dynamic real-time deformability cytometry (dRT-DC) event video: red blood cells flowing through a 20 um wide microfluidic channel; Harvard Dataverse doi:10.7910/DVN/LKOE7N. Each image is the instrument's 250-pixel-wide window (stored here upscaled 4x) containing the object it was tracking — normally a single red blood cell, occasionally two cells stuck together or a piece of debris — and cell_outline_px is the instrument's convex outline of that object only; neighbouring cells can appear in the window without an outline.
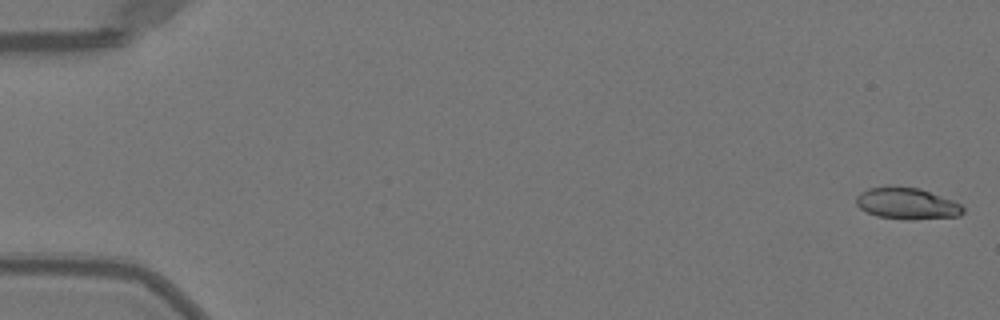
{"species": "Egyptian fruit bat (a non-hibernating species)", "species_latin": "Rousettus aegyptiacus", "temperature_condition": "warm", "stored_images_in_passage": 45, "camera_frame_rate_fps": 3000, "um_per_image_px": 0.085, "animal": {"sex": "female"}, "frame": {"image": 1, "passage_image": 1, "time_ms": 0.0, "image_size_px": [1000, 320], "cell_outline_px": [[964, 212], [960, 216], [912, 220], [908, 220], [876, 216], [860, 208], [856, 204], [856, 196], [860, 192], [868, 188], [892, 184], [920, 188], [952, 200], [960, 204], [964, 208]], "centroid_in_image_um": [77.07, 17.28], "position_along_channel_um": 7.9, "area_um2": 20.06}}
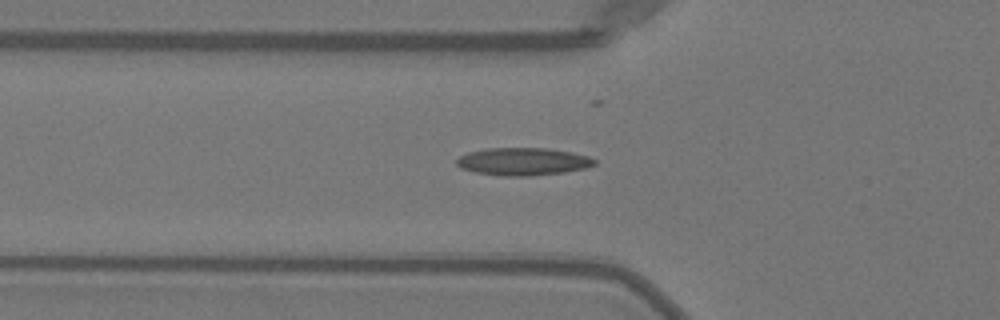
{"frame": {"image": 2, "passage_image": 18, "time_ms": 5.667, "image_size_px": [1000, 320], "cell_outline_px": [[596, 164], [584, 168], [564, 172], [528, 176], [504, 176], [476, 172], [460, 168], [456, 164], [456, 160], [460, 156], [468, 152], [488, 148], [548, 148], [572, 152], [588, 156], [596, 160]], "centroid_in_image_um": [44.45, 13.72], "position_along_channel_um": 81.4, "area_um2": 22.14}}
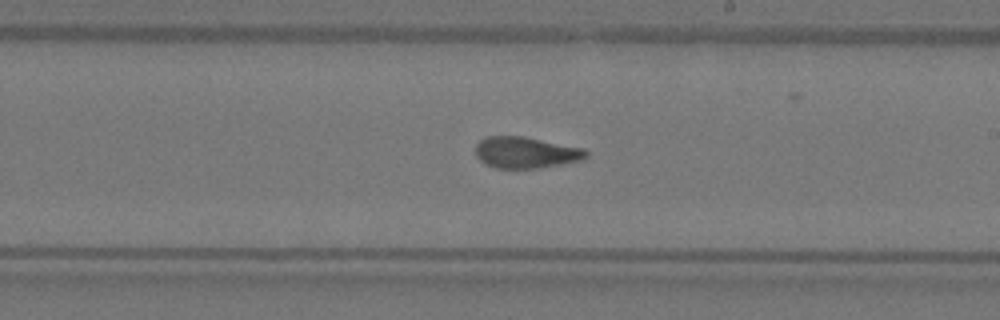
{"frame": {"image": 3, "passage_image": 30, "time_ms": 9.667, "image_size_px": [1000, 320], "cell_outline_px": [[588, 156], [580, 160], [560, 164], [536, 168], [496, 168], [480, 160], [476, 156], [476, 144], [480, 140], [488, 136], [524, 136], [584, 148], [588, 152]], "centroid_in_image_um": [44.7, 12.95], "position_along_channel_um": 244.3, "area_um2": 20.06}, "authors_computed_cell_mechanics": {"area_um2": 20.0566, "velocity_mm_per_s": 4.0427, "shape_relaxation_time_tau1_ms": 9.3086, "shape_relaxation_time_tau2_ms": 1.4099, "deformation_change_tau1": 0.2813, "deformation_change_tau2": 0.0834}}